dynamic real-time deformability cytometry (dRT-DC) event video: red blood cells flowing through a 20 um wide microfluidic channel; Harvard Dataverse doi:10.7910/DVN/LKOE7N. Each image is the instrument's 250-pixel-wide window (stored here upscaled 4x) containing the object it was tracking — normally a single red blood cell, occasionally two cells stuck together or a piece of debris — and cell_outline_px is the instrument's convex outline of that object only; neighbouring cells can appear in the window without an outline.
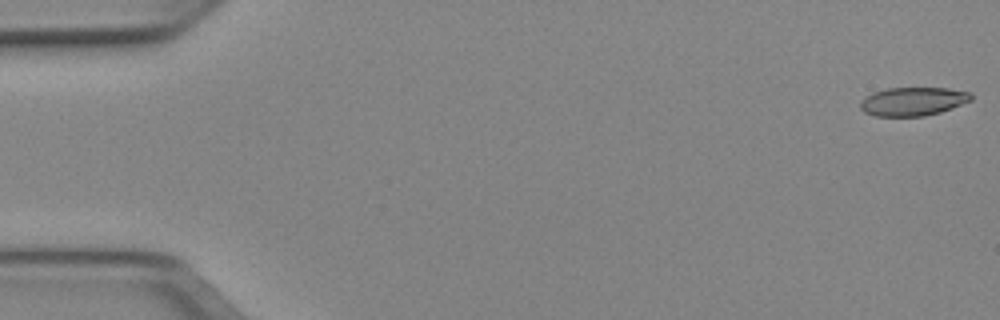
{"species": "Egyptian fruit bat (a non-hibernating species)", "species_latin": "Rousettus aegyptiacus", "temperature_condition": "cold", "stored_images_in_passage": 8, "camera_frame_rate_fps": 3000, "um_per_image_px": 0.085, "animal": {"sex": "female"}, "frame": {"image": 1, "passage_image": 1, "time_ms": 0.0, "image_size_px": [1000, 320], "cell_outline_px": [[972, 100], [940, 112], [924, 116], [876, 116], [864, 112], [860, 108], [860, 100], [872, 92], [888, 88], [948, 88], [972, 92]], "centroid_in_image_um": [77.59, 8.61], "position_along_channel_um": 7.4, "area_um2": 18.5}}